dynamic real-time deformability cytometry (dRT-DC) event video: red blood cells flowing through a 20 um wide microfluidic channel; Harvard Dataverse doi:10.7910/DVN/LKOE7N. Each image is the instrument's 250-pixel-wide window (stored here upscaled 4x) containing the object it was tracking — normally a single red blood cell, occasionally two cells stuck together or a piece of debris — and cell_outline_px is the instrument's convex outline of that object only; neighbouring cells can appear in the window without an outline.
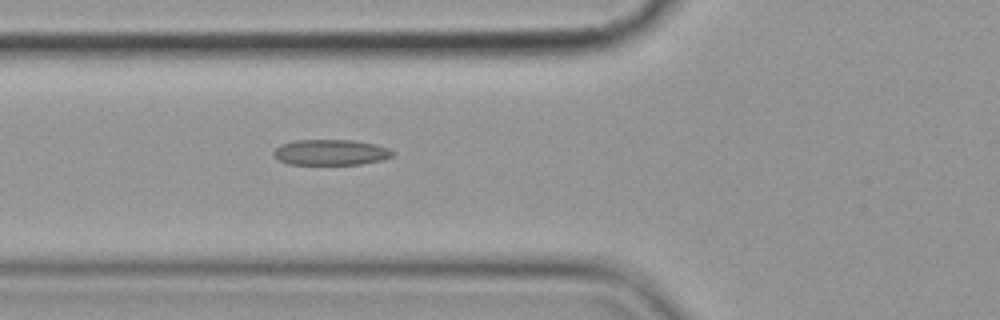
{"species": "common noctule bat (a hibernating species)", "species_latin": "Nyctalus noctula", "temperature_condition": "cold", "stored_images_in_passage": 6, "camera_frame_rate_fps": 3000, "um_per_image_px": 0.085, "animal": {"sex": "female", "body_mass_g": 19.9}, "frame": {"image": 1, "passage_image": 6, "time_ms": 5.667, "image_size_px": [1000, 320], "cell_outline_px": [[396, 152], [392, 156], [380, 160], [360, 164], [288, 164], [280, 160], [272, 152], [280, 144], [296, 140], [352, 140], [376, 144], [388, 148]], "centroid_in_image_um": [28.12, 12.94], "position_along_channel_um": 97.7, "area_um2": 17.69}}